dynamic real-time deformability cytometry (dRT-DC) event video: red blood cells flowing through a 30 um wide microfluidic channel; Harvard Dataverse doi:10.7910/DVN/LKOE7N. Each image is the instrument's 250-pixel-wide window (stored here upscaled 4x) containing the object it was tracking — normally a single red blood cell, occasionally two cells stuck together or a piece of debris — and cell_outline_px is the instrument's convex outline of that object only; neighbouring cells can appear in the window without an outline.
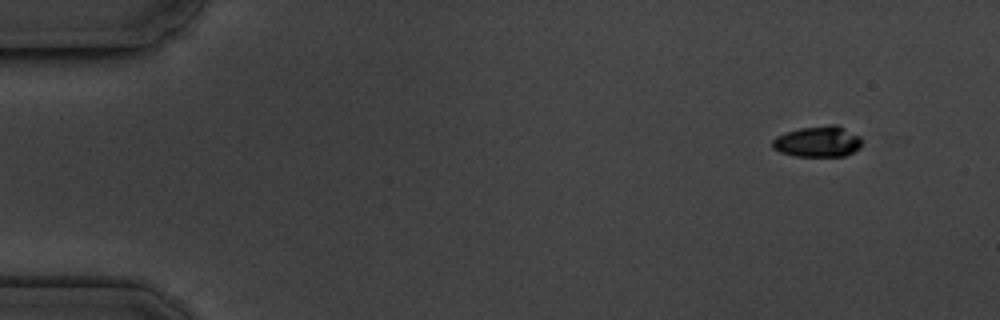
{"species": "common noctule bat (a hibernating species)", "species_latin": "Nyctalus noctula", "temperature_condition": "cold", "stored_images_in_passage": 5, "camera_frame_rate_fps": 3000, "um_per_image_px": 0.085, "animal": {"sex": "male", "body_mass_g": 19.5, "forearm_length_mm": 54.6}, "frame": {"image": 1, "passage_image": 1, "time_ms": 0.0, "image_size_px": [1000, 320], "cell_outline_px": [[860, 148], [844, 156], [792, 156], [780, 152], [772, 148], [772, 140], [776, 136], [784, 132], [800, 128], [828, 124], [836, 124], [860, 136]], "centroid_in_image_um": [69.48, 12.03], "position_along_channel_um": 15.5, "area_um2": 16.24}}
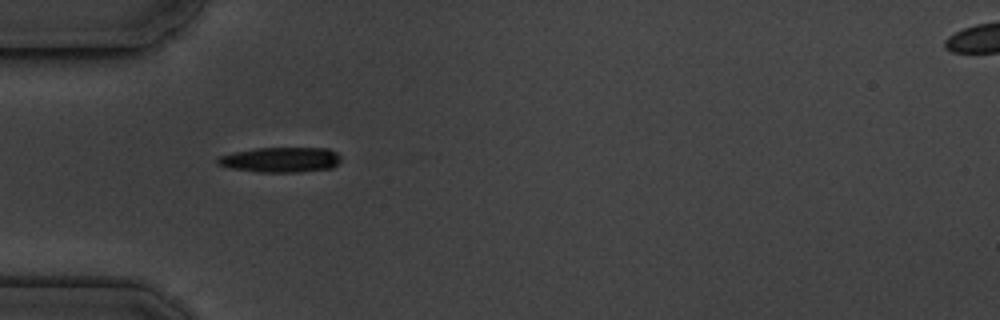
{"frame": {"image": 2, "passage_image": 5, "time_ms": 4.333, "image_size_px": [1000, 320], "cell_outline_px": [[340, 160], [332, 168], [296, 172], [260, 172], [232, 168], [216, 164], [216, 156], [232, 152], [256, 148], [328, 148], [336, 152], [340, 156]], "centroid_in_image_um": [23.81, 13.57], "position_along_channel_um": 61.2, "area_um2": 18.09}}